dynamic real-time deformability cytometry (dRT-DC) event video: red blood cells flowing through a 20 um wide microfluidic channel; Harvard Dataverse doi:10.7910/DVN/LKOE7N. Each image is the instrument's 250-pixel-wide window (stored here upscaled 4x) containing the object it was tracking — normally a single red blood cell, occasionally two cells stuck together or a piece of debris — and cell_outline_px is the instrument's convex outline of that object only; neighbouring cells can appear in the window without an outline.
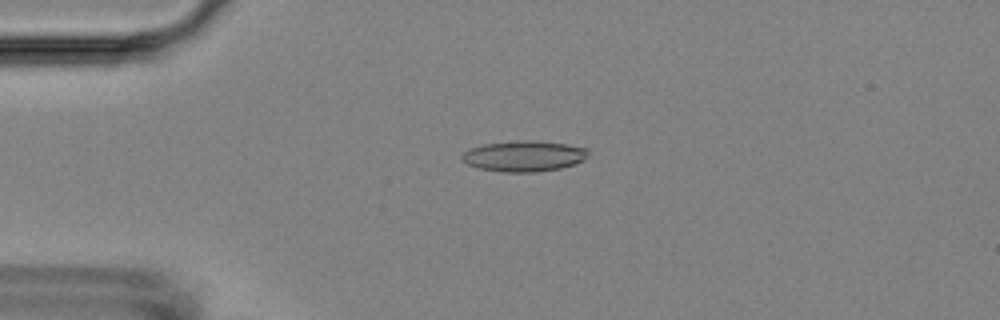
{"species": "Egyptian fruit bat (a non-hibernating species)", "species_latin": "Rousettus aegyptiacus", "temperature_condition": "room temperature", "stored_images_in_passage": 54, "camera_frame_rate_fps": 3000, "um_per_image_px": 0.085, "animal": {"sex": "female"}, "frame": {"image": 1, "passage_image": 13, "time_ms": 4.0, "image_size_px": [1000, 320], "cell_outline_px": [[588, 156], [584, 160], [576, 164], [560, 168], [536, 172], [504, 172], [480, 168], [468, 164], [460, 160], [460, 156], [464, 152], [472, 148], [484, 144], [516, 140], [532, 140], [564, 144], [588, 148]], "centroid_in_image_um": [44.55, 13.27], "position_along_channel_um": 40.5, "area_um2": 22.66}}
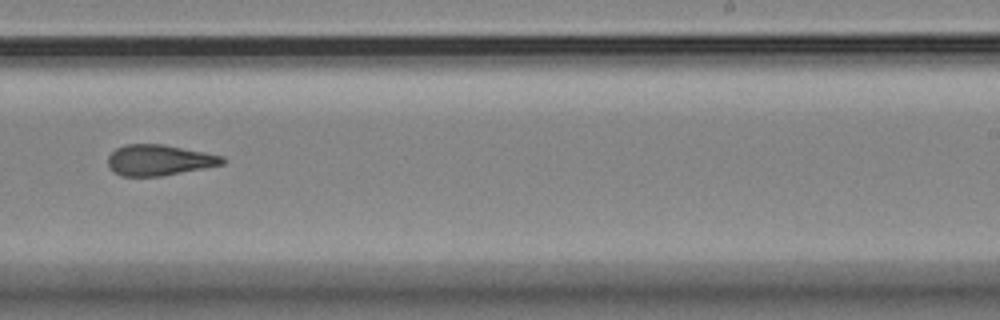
{"frame": {"image": 2, "passage_image": 34, "time_ms": 11.0, "image_size_px": [1000, 320], "cell_outline_px": [[228, 160], [224, 164], [164, 176], [120, 176], [112, 172], [108, 168], [108, 156], [116, 148], [124, 144], [164, 144], [224, 156]], "centroid_in_image_um": [13.52, 13.61], "position_along_channel_um": 275.5, "area_um2": 20.87}}
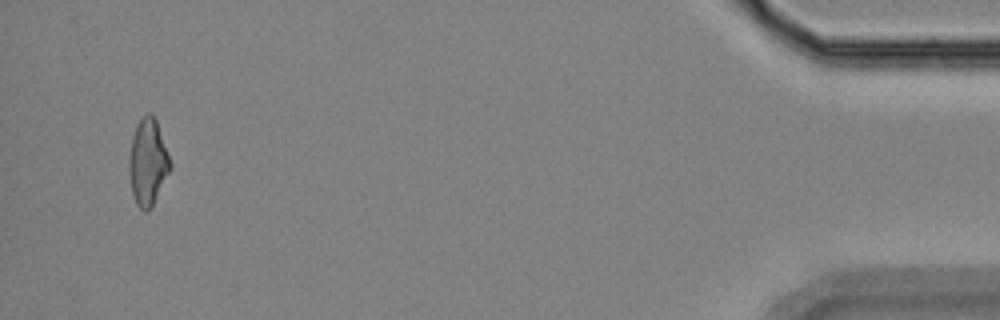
{"frame": {"image": 3, "passage_image": 52, "time_ms": 17.0, "image_size_px": [1000, 320], "cell_outline_px": [[172, 168], [152, 208], [144, 212], [136, 204], [132, 192], [128, 168], [128, 160], [132, 136], [136, 124], [148, 112], [152, 112], [156, 120], [172, 164]], "centroid_in_image_um": [12.57, 13.8], "position_along_channel_um": 422.6, "area_um2": 20.98}, "authors_computed_cell_mechanics": {"area_um2": 20.9525, "velocity_mm_per_s": 3.7287, "shape_relaxation_time_tau1_ms": null, "shape_relaxation_time_tau2_ms": 3.5618, "deformation_change_tau1": null, "deformation_change_tau2": 0.1305}}